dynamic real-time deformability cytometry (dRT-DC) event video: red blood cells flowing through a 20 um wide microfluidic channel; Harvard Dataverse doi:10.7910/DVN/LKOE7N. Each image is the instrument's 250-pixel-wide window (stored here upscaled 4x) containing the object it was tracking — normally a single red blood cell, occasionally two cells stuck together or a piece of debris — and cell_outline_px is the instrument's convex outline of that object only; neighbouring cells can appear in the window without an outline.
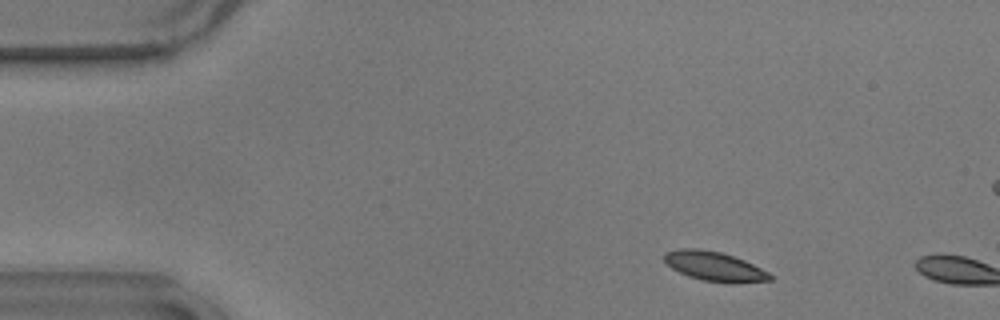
{"species": "common noctule bat (a hibernating species)", "species_latin": "Nyctalus noctula", "temperature_condition": "warm", "stored_images_in_passage": 6, "camera_frame_rate_fps": 3000, "um_per_image_px": 0.085, "animal": {"sex": "male", "body_mass_g": 17.9}, "frame": {"image": 1, "passage_image": 4, "time_ms": 1.0, "image_size_px": [1000, 320], "cell_outline_px": [[772, 280], [736, 284], [728, 284], [700, 280], [688, 276], [672, 268], [664, 260], [664, 252], [680, 248], [696, 248], [720, 252], [744, 260], [768, 272], [772, 276]], "centroid_in_image_um": [60.73, 22.66], "position_along_channel_um": 24.3, "area_um2": 18.26}}